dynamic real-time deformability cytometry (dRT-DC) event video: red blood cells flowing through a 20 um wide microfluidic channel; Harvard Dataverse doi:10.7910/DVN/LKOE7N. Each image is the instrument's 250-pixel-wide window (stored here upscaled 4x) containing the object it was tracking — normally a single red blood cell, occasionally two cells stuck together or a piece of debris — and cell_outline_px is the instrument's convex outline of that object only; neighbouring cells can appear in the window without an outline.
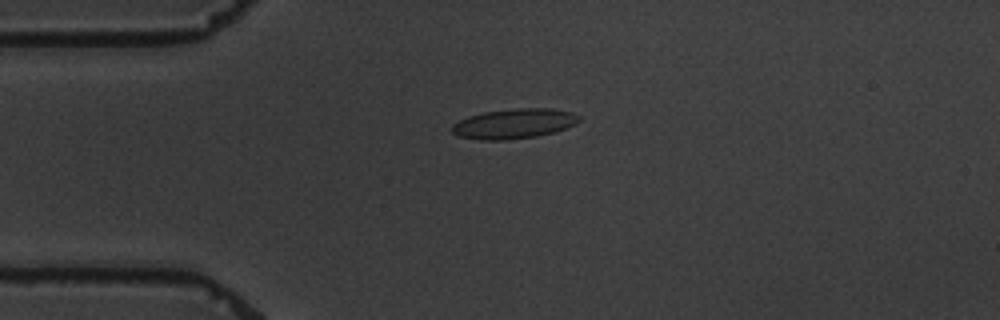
{"species": "common noctule bat (a hibernating species)", "species_latin": "Nyctalus noctula", "temperature_condition": "warm", "stored_images_in_passage": 4, "camera_frame_rate_fps": 3000, "um_per_image_px": 0.085, "animal": {"sex": "male", "body_mass_g": 19.5, "forearm_length_mm": 54.6}, "frame": {"image": 1, "passage_image": 3, "time_ms": 2.333, "image_size_px": [1000, 320], "cell_outline_px": [[580, 120], [576, 124], [556, 132], [536, 136], [504, 140], [480, 140], [460, 136], [452, 132], [452, 124], [468, 116], [484, 112], [512, 108], [552, 108], [572, 112], [580, 116]], "centroid_in_image_um": [43.72, 10.5], "position_along_channel_um": 41.3, "area_um2": 22.25}}